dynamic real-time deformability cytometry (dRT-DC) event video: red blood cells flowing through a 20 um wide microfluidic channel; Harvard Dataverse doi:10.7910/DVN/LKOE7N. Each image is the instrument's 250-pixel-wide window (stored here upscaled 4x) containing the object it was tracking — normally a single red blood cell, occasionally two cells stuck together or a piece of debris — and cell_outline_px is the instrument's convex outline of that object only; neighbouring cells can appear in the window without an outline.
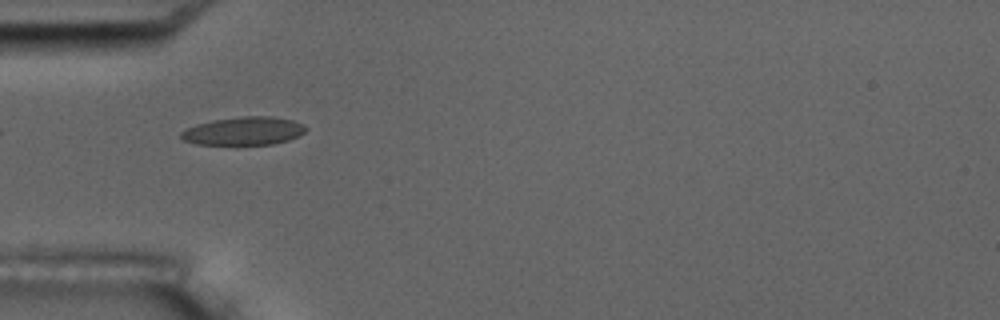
{"species": "common noctule bat (a hibernating species)", "species_latin": "Nyctalus noctula", "temperature_condition": "room temperature", "stored_images_in_passage": 15, "camera_frame_rate_fps": 3000, "um_per_image_px": 0.085, "animal": {"sex": "male", "body_mass_g": 17.5, "forearm_length_mm": 52.3}, "frame": {"image": 1, "passage_image": 5, "time_ms": 5.333, "image_size_px": [1000, 320], "cell_outline_px": [[308, 128], [304, 132], [288, 140], [272, 144], [196, 144], [184, 140], [180, 136], [180, 132], [184, 128], [196, 124], [212, 120], [240, 116], [272, 116], [292, 120], [304, 124]], "centroid_in_image_um": [20.69, 11.12], "position_along_channel_um": 64.3, "area_um2": 20.52}}
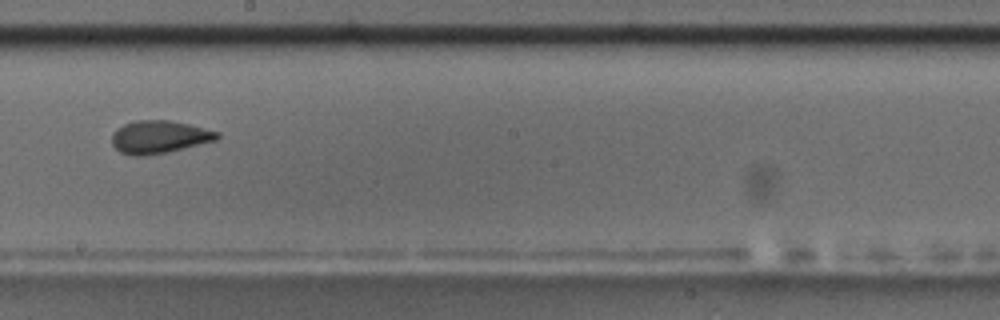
{"frame": {"image": 2, "passage_image": 9, "time_ms": 10.0, "image_size_px": [1000, 320], "cell_outline_px": [[220, 136], [216, 140], [168, 152], [144, 156], [132, 156], [120, 152], [112, 144], [112, 132], [116, 128], [124, 124], [136, 120], [168, 120], [188, 124], [220, 132]], "centroid_in_image_um": [13.51, 11.64], "position_along_channel_um": 234.7, "area_um2": 20.17}, "authors_computed_cell_mechanics": {"area_um2": 20.1722, "velocity_mm_per_s": 3.6748, "shape_relaxation_time_tau1_ms": 3.4111, "shape_relaxation_time_tau2_ms": 1.2613, "deformation_change_tau1": 0.1138, "deformation_change_tau2": 0.0409}}